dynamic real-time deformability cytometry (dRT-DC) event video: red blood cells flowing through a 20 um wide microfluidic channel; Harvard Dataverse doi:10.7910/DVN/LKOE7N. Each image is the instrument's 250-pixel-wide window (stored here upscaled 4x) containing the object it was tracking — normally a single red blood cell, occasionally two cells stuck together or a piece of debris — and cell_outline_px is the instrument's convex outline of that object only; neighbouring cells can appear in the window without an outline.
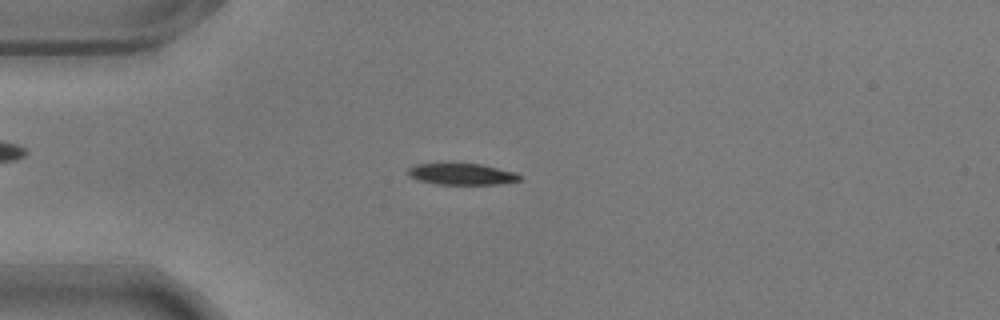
{"species": "common noctule bat (a hibernating species)", "species_latin": "Nyctalus noctula", "temperature_condition": "warm", "stored_images_in_passage": 44, "camera_frame_rate_fps": 3000, "um_per_image_px": 0.085, "animal": {"sex": "male", "body_mass_g": 17.9}, "frame": {"image": 1, "passage_image": 2, "time_ms": 0.333, "image_size_px": [1000, 320], "cell_outline_px": [[520, 180], [500, 184], [436, 184], [416, 180], [408, 176], [408, 168], [416, 164], [452, 160], [480, 164], [516, 172], [520, 176]], "centroid_in_image_um": [39.16, 14.74], "position_along_channel_um": 45.8, "area_um2": 14.74}}
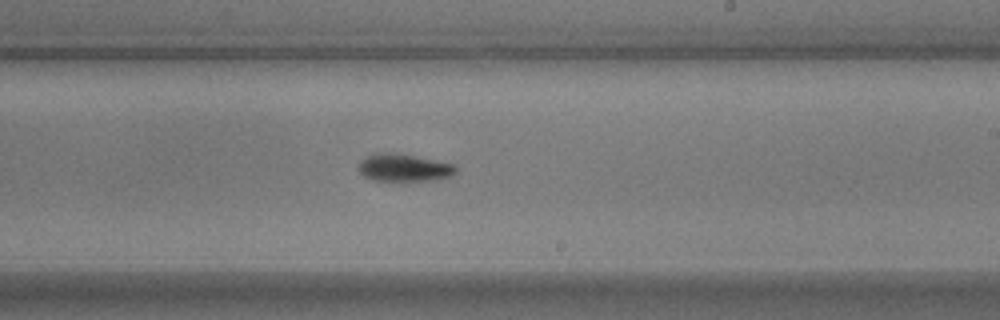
{"frame": {"image": 2, "passage_image": 21, "time_ms": 6.667, "image_size_px": [1000, 320], "cell_outline_px": [[456, 172], [452, 176], [432, 180], [372, 180], [364, 176], [360, 172], [360, 164], [368, 156], [388, 152], [416, 156], [456, 164]], "centroid_in_image_um": [34.41, 14.26], "position_along_channel_um": 254.6, "area_um2": 15.2}}
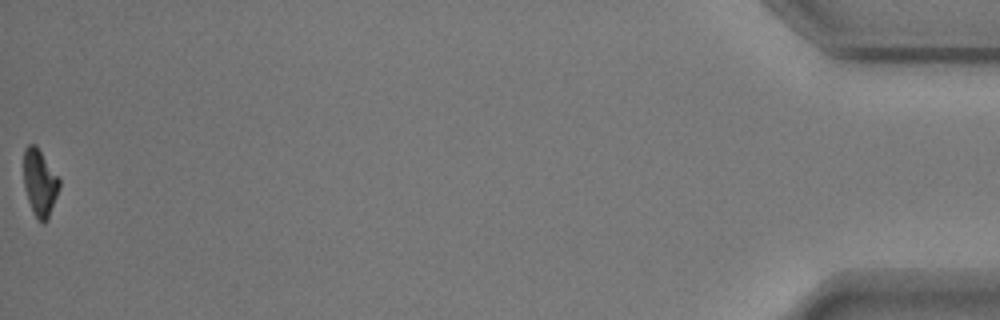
{"frame": {"image": 3, "passage_image": 44, "time_ms": 14.333, "image_size_px": [1000, 320], "cell_outline_px": [[60, 188], [48, 220], [44, 224], [36, 216], [28, 200], [24, 184], [24, 148], [28, 144], [36, 144], [60, 180]], "centroid_in_image_um": [3.39, 15.51], "position_along_channel_um": 431.8, "area_um2": 13.76}, "authors_computed_cell_mechanics": {"area_um2": 15.028, "velocity_mm_per_s": 3.5778, "shape_relaxation_time_tau1_ms": 2.1649, "shape_relaxation_time_tau2_ms": null, "deformation_change_tau1": 0.1314, "deformation_change_tau2": null}}